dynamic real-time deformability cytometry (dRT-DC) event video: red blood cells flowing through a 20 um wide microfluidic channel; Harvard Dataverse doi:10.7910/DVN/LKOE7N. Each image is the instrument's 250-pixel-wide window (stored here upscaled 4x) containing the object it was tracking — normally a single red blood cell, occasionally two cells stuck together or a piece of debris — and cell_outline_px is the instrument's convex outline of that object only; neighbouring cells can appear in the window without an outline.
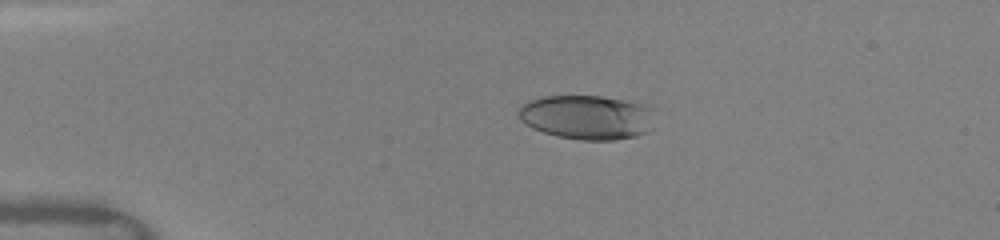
{"species": "human", "species_latin": "Homo sapiens", "temperature_condition": "warm", "stored_images_in_passage": 14, "camera_frame_rate_fps": 3000, "um_per_image_px": 0.085, "donor": {"sex": "female"}, "frame": {"image": 1, "passage_image": 1, "time_ms": 0.0, "image_size_px": [1000, 240], "cell_outline_px": [[656, 108], [648, 132], [636, 136], [616, 140], [580, 140], [556, 136], [532, 128], [524, 124], [516, 116], [516, 108], [520, 104], [528, 100], [540, 96], [600, 96], [644, 104]], "centroid_in_image_um": [49.84, 9.96], "position_along_channel_um": 35.2, "area_um2": 35.89}}
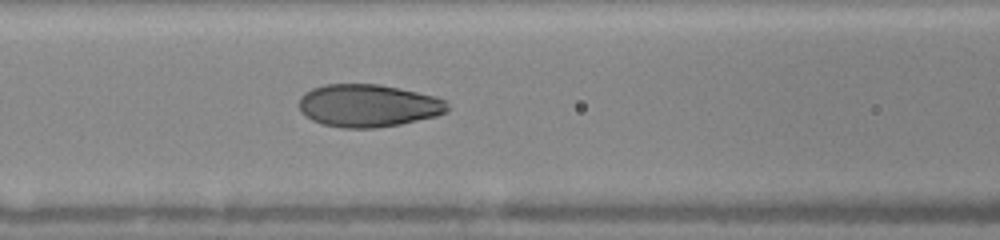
{"frame": {"image": 2, "passage_image": 11, "time_ms": 3.667, "image_size_px": [1000, 240], "cell_outline_px": [[452, 108], [448, 112], [436, 116], [400, 124], [376, 128], [340, 128], [320, 124], [304, 116], [300, 112], [300, 96], [304, 92], [312, 88], [324, 84], [380, 84], [436, 96], [448, 100]], "centroid_in_image_um": [31.32, 8.98], "position_along_channel_um": 135.3, "area_um2": 37.51}}
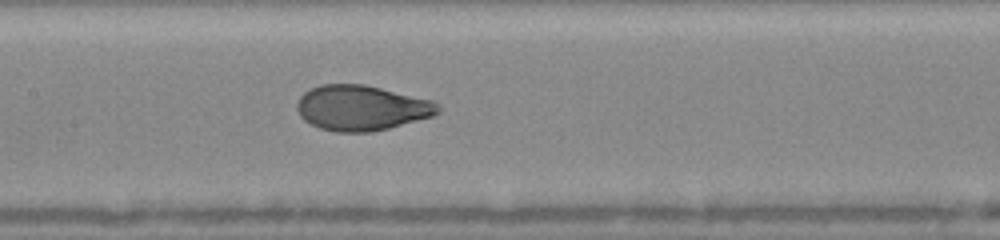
{"frame": {"image": 3, "passage_image": 14, "time_ms": 4.667, "image_size_px": [1000, 240], "cell_outline_px": [[440, 112], [432, 116], [388, 128], [372, 132], [336, 132], [320, 128], [304, 120], [300, 116], [296, 108], [296, 100], [304, 92], [320, 84], [364, 84], [432, 100], [440, 104]], "centroid_in_image_um": [30.71, 9.17], "position_along_channel_um": 176.7, "area_um2": 37.22}}